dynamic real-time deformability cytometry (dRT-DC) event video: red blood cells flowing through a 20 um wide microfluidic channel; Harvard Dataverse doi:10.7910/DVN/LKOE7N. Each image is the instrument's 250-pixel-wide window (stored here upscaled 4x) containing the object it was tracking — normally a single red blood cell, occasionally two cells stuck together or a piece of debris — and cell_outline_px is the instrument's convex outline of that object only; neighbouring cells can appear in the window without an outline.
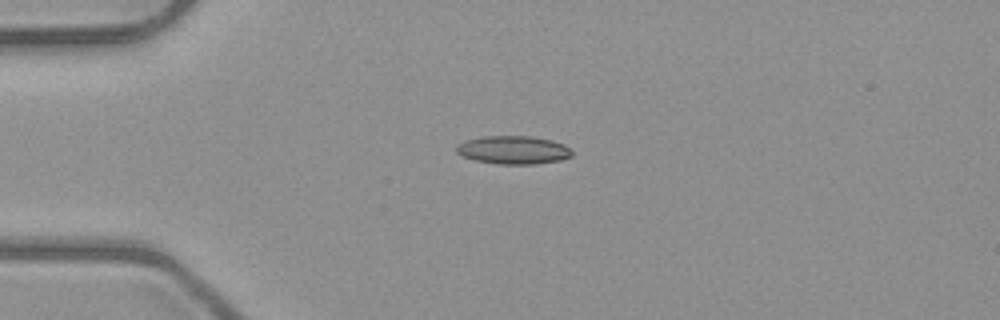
{"species": "common noctule bat (a hibernating species)", "species_latin": "Nyctalus noctula", "temperature_condition": "room temperature", "stored_images_in_passage": 2, "camera_frame_rate_fps": 3000, "um_per_image_px": 0.085, "animal": {"sex": "male", "body_mass_g": 23.1, "forearm_length_mm": 52.7}, "frame": {"image": 1, "passage_image": 1, "time_ms": 0.0, "image_size_px": [1000, 320], "cell_outline_px": [[572, 156], [560, 160], [536, 164], [500, 164], [476, 160], [464, 156], [456, 152], [456, 144], [464, 140], [484, 136], [532, 136], [552, 140], [564, 144], [572, 152]], "centroid_in_image_um": [43.63, 12.74], "position_along_channel_um": 41.4, "area_um2": 19.02}}